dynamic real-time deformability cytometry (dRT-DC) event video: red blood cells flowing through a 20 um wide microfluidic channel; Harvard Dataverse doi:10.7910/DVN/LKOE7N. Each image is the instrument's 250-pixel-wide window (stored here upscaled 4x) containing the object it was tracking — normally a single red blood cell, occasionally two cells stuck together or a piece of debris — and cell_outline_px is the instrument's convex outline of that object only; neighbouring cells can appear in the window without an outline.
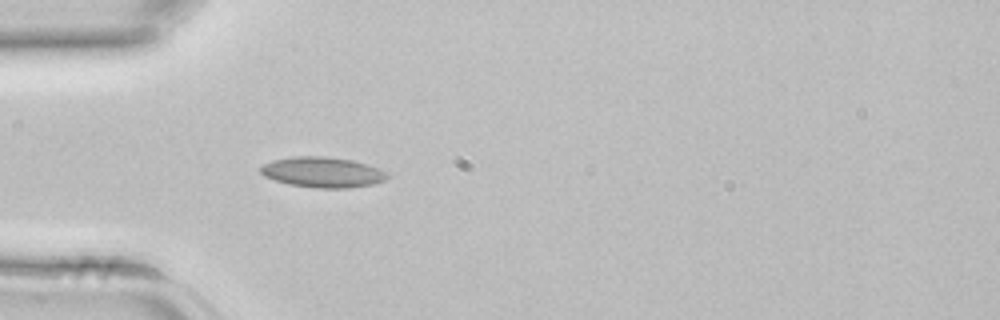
{"species": "common noctule bat (a hibernating species)", "species_latin": "Nyctalus noctula", "temperature_condition": "room temperature", "stored_images_in_passage": 22, "camera_frame_rate_fps": 3000, "um_per_image_px": 0.085, "animal": {"sex": "female", "body_mass_g": 22.7, "forearm_length_mm": 54.2}, "frame": {"image": 1, "passage_image": 4, "time_ms": 1.0, "image_size_px": [1000, 320], "cell_outline_px": [[388, 176], [384, 180], [372, 184], [348, 188], [316, 188], [288, 184], [264, 176], [260, 172], [260, 168], [264, 164], [272, 160], [292, 156], [324, 156], [352, 160], [376, 168], [384, 172]], "centroid_in_image_um": [27.36, 14.64], "position_along_channel_um": 57.6, "area_um2": 22.2}}
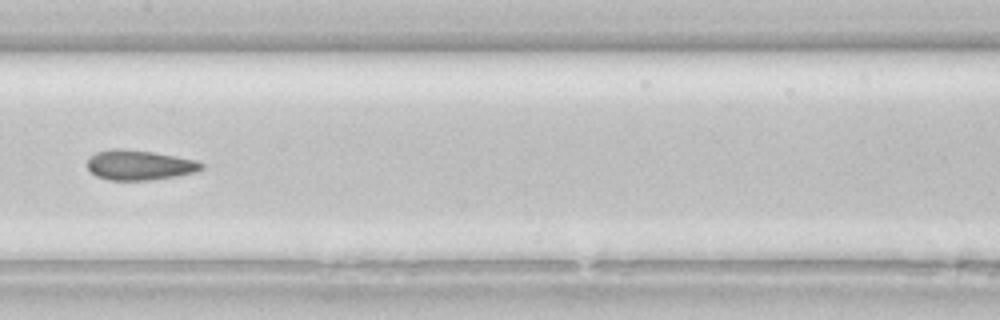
{"frame": {"image": 2, "passage_image": 13, "time_ms": 4.0, "image_size_px": [1000, 320], "cell_outline_px": [[204, 168], [196, 172], [176, 176], [152, 180], [108, 180], [96, 176], [88, 168], [88, 160], [96, 152], [116, 148], [152, 152], [196, 160], [204, 164]], "centroid_in_image_um": [11.87, 14.04], "position_along_channel_um": 195.5, "area_um2": 19.77}}